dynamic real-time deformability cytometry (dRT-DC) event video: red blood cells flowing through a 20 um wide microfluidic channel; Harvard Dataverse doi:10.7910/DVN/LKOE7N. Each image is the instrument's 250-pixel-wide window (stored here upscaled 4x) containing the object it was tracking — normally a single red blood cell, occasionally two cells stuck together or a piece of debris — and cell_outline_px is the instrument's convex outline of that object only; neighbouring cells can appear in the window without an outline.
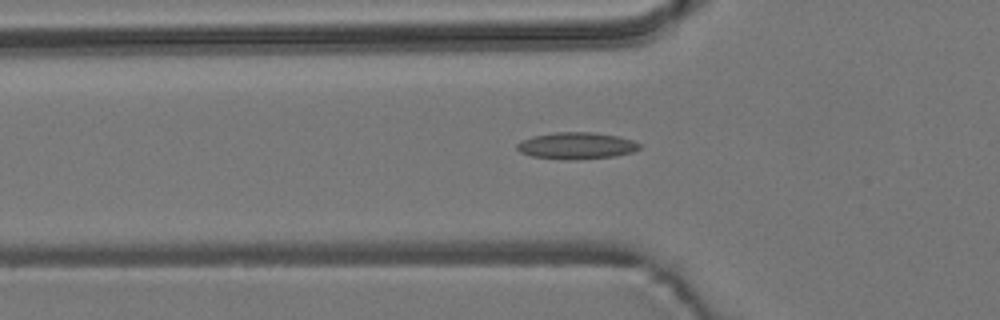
{"species": "common noctule bat (a hibernating species)", "species_latin": "Nyctalus noctula", "temperature_condition": "room temperature", "stored_images_in_passage": 45, "segment_of_instrument_passage": [1, 2], "camera_frame_rate_fps": 3000, "um_per_image_px": 0.085, "animal": {"sex": "male", "body_mass_g": 19.2, "forearm_length_mm": 51.8}, "frame": {"image": 1, "passage_image": 9, "time_ms": 2.667, "image_size_px": [1000, 320], "cell_outline_px": [[640, 148], [632, 152], [616, 156], [568, 160], [560, 160], [532, 156], [520, 152], [516, 148], [516, 144], [520, 140], [532, 136], [556, 132], [592, 132], [620, 136], [632, 140], [640, 144]], "centroid_in_image_um": [48.97, 12.38], "position_along_channel_um": 76.8, "area_um2": 19.25}}
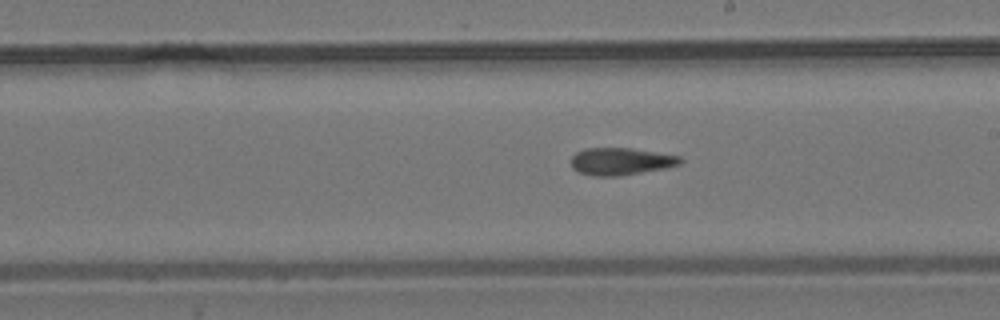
{"frame": {"image": 2, "passage_image": 22, "time_ms": 7.0, "image_size_px": [1000, 320], "cell_outline_px": [[684, 160], [680, 164], [664, 168], [620, 176], [592, 176], [580, 172], [572, 168], [572, 156], [576, 152], [584, 148], [632, 148], [680, 156]], "centroid_in_image_um": [52.77, 13.71], "position_along_channel_um": 236.2, "area_um2": 17.34}}
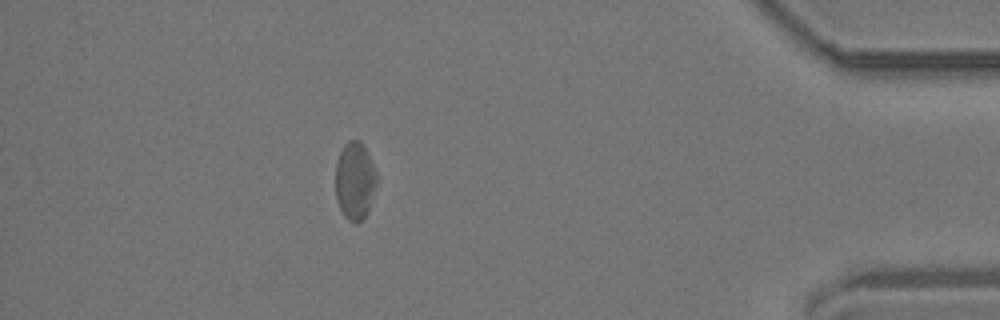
{"frame": {"image": 3, "passage_image": 40, "time_ms": 13.0, "image_size_px": [1000, 320], "cell_outline_px": [[376, 184], [368, 212], [360, 220], [348, 220], [344, 216], [336, 200], [336, 160], [344, 144], [348, 140], [360, 140], [364, 144], [368, 152], [376, 172]], "centroid_in_image_um": [30.16, 15.31], "position_along_channel_um": 405.0, "area_um2": 18.55}}